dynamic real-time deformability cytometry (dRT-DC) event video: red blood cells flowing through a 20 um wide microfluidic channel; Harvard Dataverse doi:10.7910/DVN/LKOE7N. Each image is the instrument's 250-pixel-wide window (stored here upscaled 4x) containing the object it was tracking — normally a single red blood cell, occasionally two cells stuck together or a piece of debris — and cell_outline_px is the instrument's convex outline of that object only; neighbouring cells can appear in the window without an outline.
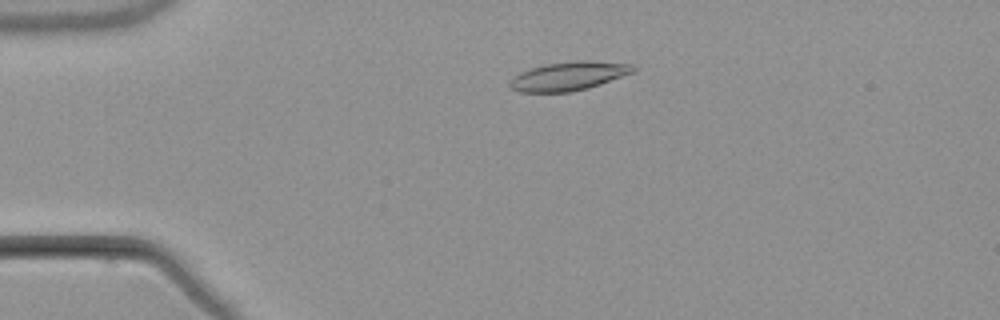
{"species": "common noctule bat (a hibernating species)", "species_latin": "Nyctalus noctula", "temperature_condition": "warm", "stored_images_in_passage": 5, "camera_frame_rate_fps": 3000, "um_per_image_px": 0.085, "animal": {"sex": "male", "body_mass_g": 21.5, "forearm_length_mm": 52.0}, "frame": {"image": 1, "passage_image": 4, "time_ms": 3.667, "image_size_px": [1000, 320], "cell_outline_px": [[636, 68], [632, 72], [600, 84], [588, 88], [568, 92], [520, 92], [512, 88], [508, 84], [520, 72], [532, 68], [548, 64], [576, 60], [592, 60], [632, 64]], "centroid_in_image_um": [48.35, 6.46], "position_along_channel_um": 36.6, "area_um2": 20.35}}
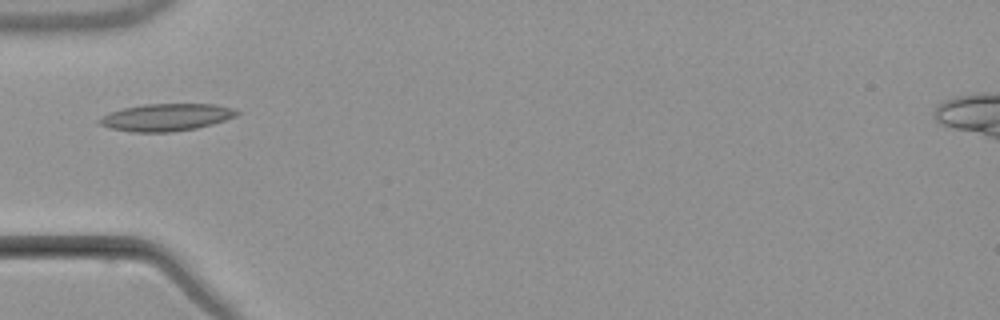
{"frame": {"image": 2, "passage_image": 5, "time_ms": 5.667, "image_size_px": [1000, 320], "cell_outline_px": [[240, 112], [236, 116], [212, 124], [196, 128], [172, 132], [132, 132], [108, 128], [100, 124], [96, 120], [112, 112], [124, 108], [144, 104], [216, 104], [232, 108]], "centroid_in_image_um": [14.13, 9.97], "position_along_channel_um": 70.9, "area_um2": 21.73}}